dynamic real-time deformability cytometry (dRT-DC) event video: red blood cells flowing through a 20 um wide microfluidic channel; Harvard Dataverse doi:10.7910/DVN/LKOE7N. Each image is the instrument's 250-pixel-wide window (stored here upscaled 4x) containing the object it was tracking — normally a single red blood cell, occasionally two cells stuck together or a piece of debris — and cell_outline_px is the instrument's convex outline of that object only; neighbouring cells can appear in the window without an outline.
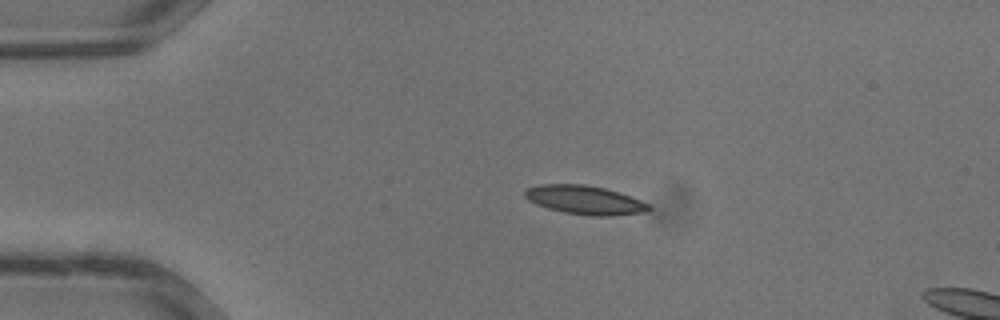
{"species": "common noctule bat (a hibernating species)", "species_latin": "Nyctalus noctula", "temperature_condition": "warm", "stored_images_in_passage": 4, "camera_frame_rate_fps": 3000, "um_per_image_px": 0.085, "animal": {"sex": "male", "body_mass_g": 13.3}, "frame": {"image": 1, "passage_image": 1, "time_ms": 0.0, "image_size_px": [1000, 320], "cell_outline_px": [[652, 208], [648, 212], [612, 216], [592, 216], [564, 212], [548, 208], [536, 204], [528, 200], [524, 196], [524, 192], [528, 188], [540, 184], [584, 184], [604, 188], [640, 200], [648, 204]], "centroid_in_image_um": [49.71, 17.01], "position_along_channel_um": 35.3, "area_um2": 20.69}}